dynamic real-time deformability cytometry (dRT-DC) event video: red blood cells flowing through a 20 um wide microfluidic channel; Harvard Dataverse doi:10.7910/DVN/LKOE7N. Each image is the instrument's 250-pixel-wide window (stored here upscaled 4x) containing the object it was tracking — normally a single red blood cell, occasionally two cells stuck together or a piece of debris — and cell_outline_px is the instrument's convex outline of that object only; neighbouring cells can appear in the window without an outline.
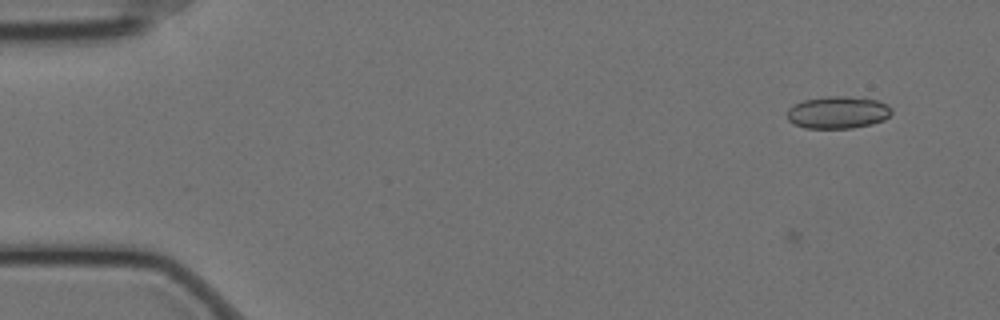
{"species": "Egyptian fruit bat (a non-hibernating species)", "species_latin": "Rousettus aegyptiacus", "temperature_condition": "cold", "stored_images_in_passage": 7, "camera_frame_rate_fps": 3000, "um_per_image_px": 0.085, "animal": {"sex": "female"}, "frame": {"image": 1, "passage_image": 7, "time_ms": 2.0, "image_size_px": [1000, 320], "cell_outline_px": [[892, 112], [884, 120], [872, 124], [852, 128], [804, 128], [788, 120], [788, 108], [804, 100], [828, 96], [848, 96], [876, 100], [892, 108]], "centroid_in_image_um": [71.22, 9.56], "position_along_channel_um": 13.8, "area_um2": 19.48}}